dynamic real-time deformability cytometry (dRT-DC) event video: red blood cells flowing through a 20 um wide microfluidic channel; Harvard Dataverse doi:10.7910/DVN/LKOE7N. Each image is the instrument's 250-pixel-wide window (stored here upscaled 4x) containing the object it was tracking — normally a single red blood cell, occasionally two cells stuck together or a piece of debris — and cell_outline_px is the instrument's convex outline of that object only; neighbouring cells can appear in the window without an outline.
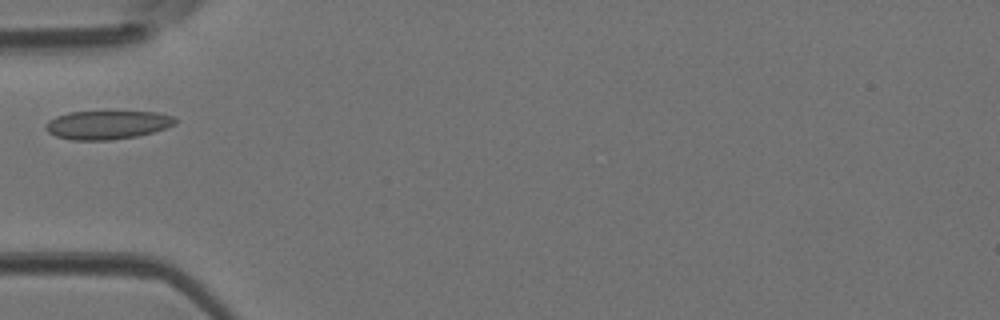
{"species": "Egyptian fruit bat (a non-hibernating species)", "species_latin": "Rousettus aegyptiacus", "temperature_condition": "room temperature", "stored_images_in_passage": 31, "camera_frame_rate_fps": 3000, "um_per_image_px": 0.085, "animal": {"sex": "female"}, "frame": {"image": 1, "passage_image": 1, "time_ms": 0.0, "image_size_px": [1000, 320], "cell_outline_px": [[176, 124], [152, 132], [136, 136], [112, 140], [72, 140], [56, 136], [48, 132], [44, 128], [44, 124], [48, 120], [56, 116], [68, 112], [156, 112], [172, 116], [176, 120]], "centroid_in_image_um": [9.06, 10.61], "position_along_channel_um": 75.9, "area_um2": 21.5}}
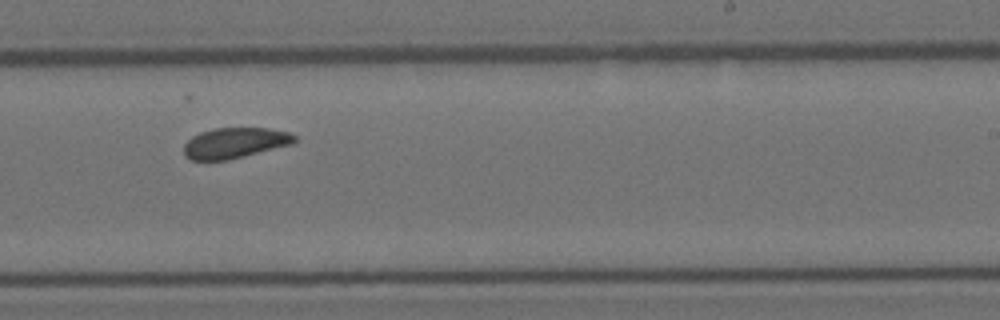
{"frame": {"image": 2, "passage_image": 14, "time_ms": 4.333, "image_size_px": [1000, 320], "cell_outline_px": [[296, 140], [292, 144], [228, 160], [192, 160], [184, 156], [184, 144], [192, 136], [200, 132], [212, 128], [268, 128], [288, 132], [296, 136]], "centroid_in_image_um": [19.94, 12.14], "position_along_channel_um": 269.1, "area_um2": 19.71}}
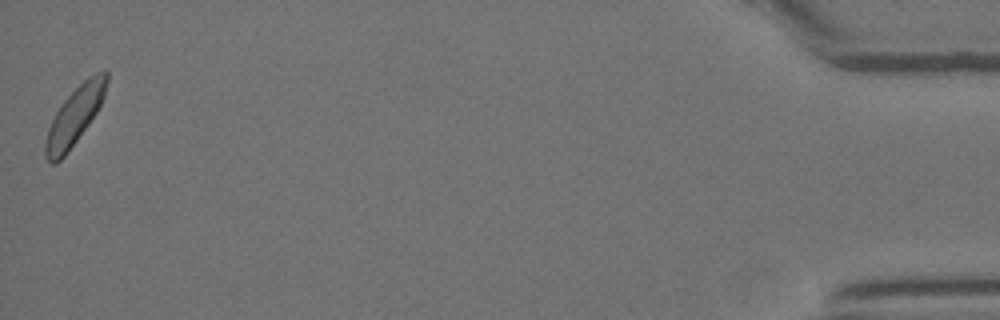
{"frame": {"image": 3, "passage_image": 31, "time_ms": 10.0, "image_size_px": [1000, 320], "cell_outline_px": [[108, 80], [104, 96], [96, 112], [88, 124], [68, 152], [56, 164], [52, 164], [44, 156], [44, 144], [48, 128], [56, 112], [64, 100], [88, 76], [96, 72], [108, 72]], "centroid_in_image_um": [6.32, 9.88], "position_along_channel_um": 428.9, "area_um2": 20.23}}